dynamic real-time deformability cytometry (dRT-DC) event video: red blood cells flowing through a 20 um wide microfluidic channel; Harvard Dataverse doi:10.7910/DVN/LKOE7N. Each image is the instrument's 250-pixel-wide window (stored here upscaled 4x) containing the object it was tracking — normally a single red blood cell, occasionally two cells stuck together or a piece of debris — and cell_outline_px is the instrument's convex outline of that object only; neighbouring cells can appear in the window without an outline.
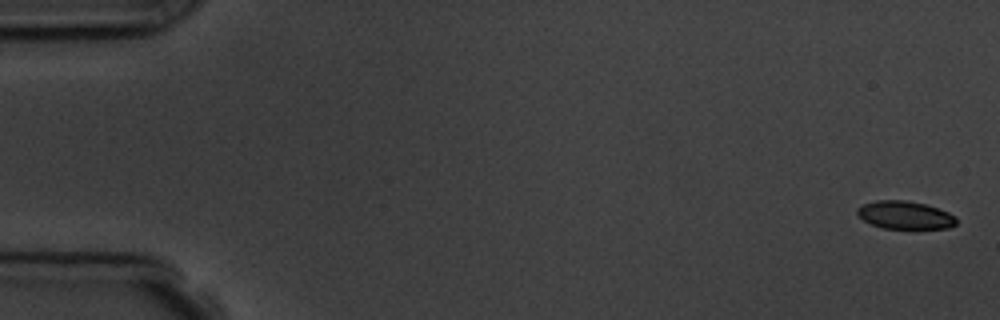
{"species": "common noctule bat (a hibernating species)", "species_latin": "Nyctalus noctula", "temperature_condition": "room temperature", "stored_images_in_passage": 6, "camera_frame_rate_fps": 3000, "um_per_image_px": 0.085, "animal": {"sex": "male", "body_mass_g": 19.5, "forearm_length_mm": 54.6}, "frame": {"image": 1, "passage_image": 1, "time_ms": 0.0, "image_size_px": [1000, 320], "cell_outline_px": [[956, 224], [948, 228], [884, 228], [872, 224], [864, 220], [856, 212], [856, 208], [864, 204], [876, 200], [908, 200], [924, 204], [948, 212], [956, 216]], "centroid_in_image_um": [76.92, 18.27], "position_along_channel_um": 8.1, "area_um2": 15.95}}
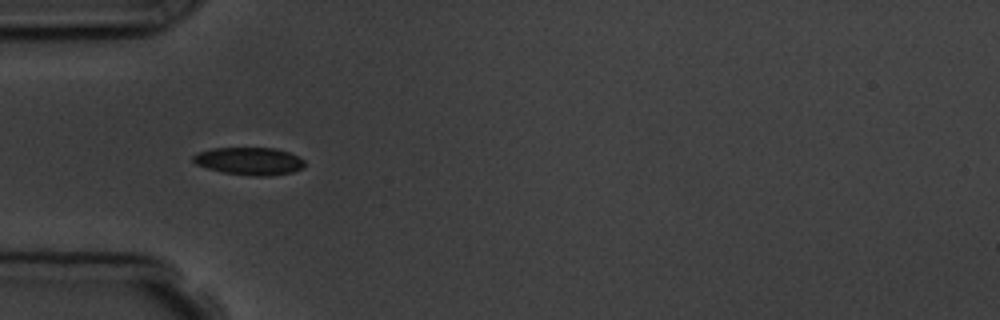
{"frame": {"image": 2, "passage_image": 5, "time_ms": 5.333, "image_size_px": [1000, 320], "cell_outline_px": [[304, 168], [292, 172], [268, 176], [252, 176], [224, 172], [208, 168], [196, 164], [192, 160], [192, 156], [196, 152], [212, 148], [276, 148], [288, 152], [304, 160]], "centroid_in_image_um": [21.18, 13.69], "position_along_channel_um": 63.8, "area_um2": 17.92}}